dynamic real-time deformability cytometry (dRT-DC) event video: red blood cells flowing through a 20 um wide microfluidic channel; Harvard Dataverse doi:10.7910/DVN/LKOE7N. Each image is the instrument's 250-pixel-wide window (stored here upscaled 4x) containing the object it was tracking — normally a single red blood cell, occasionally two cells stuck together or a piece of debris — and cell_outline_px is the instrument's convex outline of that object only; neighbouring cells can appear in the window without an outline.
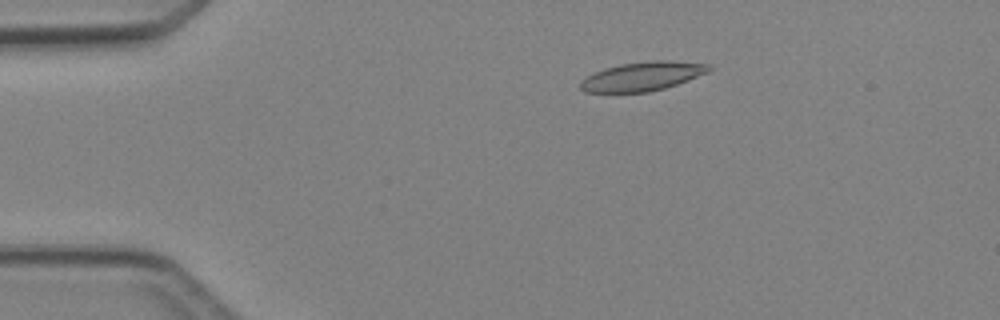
{"species": "Egyptian fruit bat (a non-hibernating species)", "species_latin": "Rousettus aegyptiacus", "temperature_condition": "cold", "stored_images_in_passage": 5, "camera_frame_rate_fps": 3000, "um_per_image_px": 0.085, "animal": {"sex": "female"}, "frame": {"image": 1, "passage_image": 3, "time_ms": 2.333, "image_size_px": [1000, 320], "cell_outline_px": [[712, 68], [708, 72], [688, 80], [664, 88], [648, 92], [584, 92], [580, 88], [580, 80], [604, 68], [620, 64], [648, 60], [668, 60], [712, 64]], "centroid_in_image_um": [54.62, 6.47], "position_along_channel_um": 30.4, "area_um2": 21.73}}
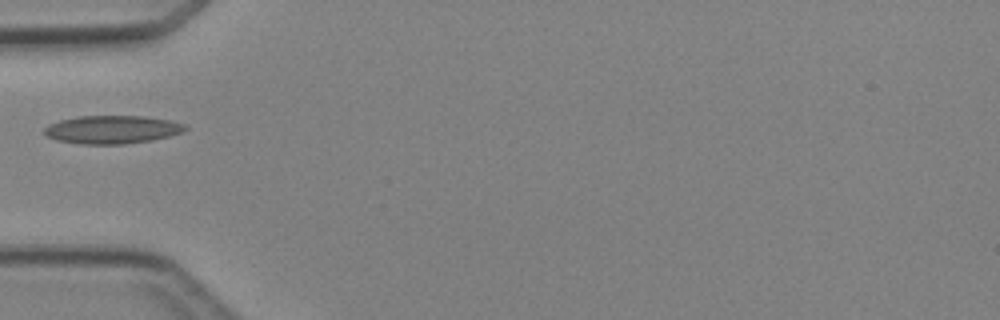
{"frame": {"image": 2, "passage_image": 5, "time_ms": 4.667, "image_size_px": [1000, 320], "cell_outline_px": [[188, 128], [180, 132], [168, 136], [152, 140], [124, 144], [80, 144], [56, 140], [44, 136], [44, 128], [48, 124], [60, 120], [80, 116], [144, 116], [172, 120], [188, 124]], "centroid_in_image_um": [9.53, 11.01], "position_along_channel_um": 75.5, "area_um2": 23.29}}